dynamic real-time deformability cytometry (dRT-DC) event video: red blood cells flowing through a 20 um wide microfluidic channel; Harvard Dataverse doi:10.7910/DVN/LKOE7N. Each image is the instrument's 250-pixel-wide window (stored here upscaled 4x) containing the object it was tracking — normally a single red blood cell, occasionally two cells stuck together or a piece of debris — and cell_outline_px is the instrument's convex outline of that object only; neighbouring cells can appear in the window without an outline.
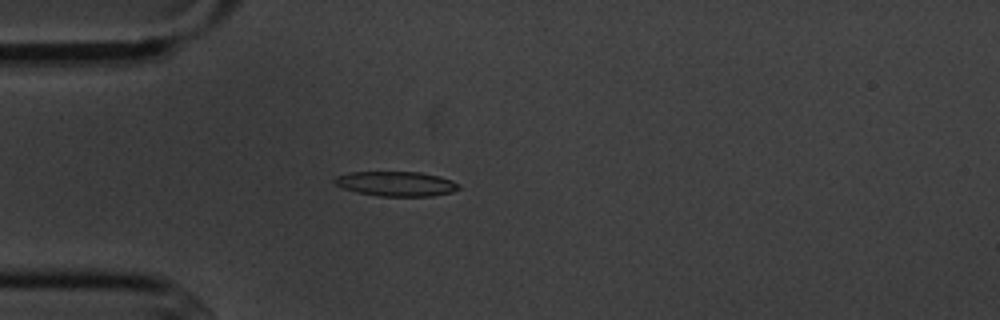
{"species": "common noctule bat (a hibernating species)", "species_latin": "Nyctalus noctula", "temperature_condition": "cold", "stored_images_in_passage": 4, "camera_frame_rate_fps": 3000, "um_per_image_px": 0.085, "animal": {"sex": "male", "body_mass_g": 20.1, "forearm_length_mm": 53.5}, "frame": {"image": 1, "passage_image": 3, "time_ms": 2.333, "image_size_px": [1000, 320], "cell_outline_px": [[460, 188], [452, 192], [432, 196], [380, 196], [356, 192], [344, 188], [336, 184], [332, 180], [336, 176], [352, 172], [420, 172], [440, 176], [452, 180], [460, 184]], "centroid_in_image_um": [33.7, 15.62], "position_along_channel_um": 51.3, "area_um2": 17.92}}